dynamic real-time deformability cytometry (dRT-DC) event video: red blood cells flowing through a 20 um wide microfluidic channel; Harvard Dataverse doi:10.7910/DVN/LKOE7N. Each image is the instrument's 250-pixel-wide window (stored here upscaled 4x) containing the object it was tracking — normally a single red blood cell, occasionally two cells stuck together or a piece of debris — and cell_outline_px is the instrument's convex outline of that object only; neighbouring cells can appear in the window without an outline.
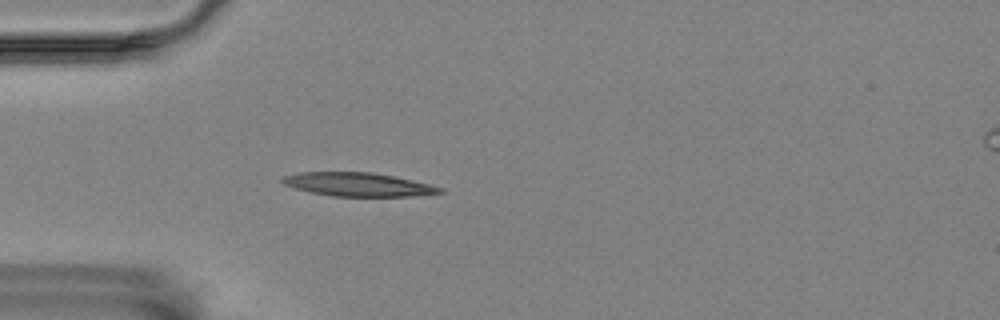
{"species": "Egyptian fruit bat (a non-hibernating species)", "species_latin": "Rousettus aegyptiacus", "temperature_condition": "room temperature", "stored_images_in_passage": 3, "camera_frame_rate_fps": 3000, "um_per_image_px": 0.085, "animal": {"sex": "female"}, "frame": {"image": 1, "passage_image": 3, "time_ms": 0.667, "image_size_px": [1000, 320], "cell_outline_px": [[444, 192], [416, 196], [332, 196], [312, 192], [296, 188], [284, 184], [280, 180], [284, 176], [300, 172], [372, 172], [396, 176], [432, 184], [444, 188]], "centroid_in_image_um": [30.51, 15.67], "position_along_channel_um": 54.5, "area_um2": 21.73}}